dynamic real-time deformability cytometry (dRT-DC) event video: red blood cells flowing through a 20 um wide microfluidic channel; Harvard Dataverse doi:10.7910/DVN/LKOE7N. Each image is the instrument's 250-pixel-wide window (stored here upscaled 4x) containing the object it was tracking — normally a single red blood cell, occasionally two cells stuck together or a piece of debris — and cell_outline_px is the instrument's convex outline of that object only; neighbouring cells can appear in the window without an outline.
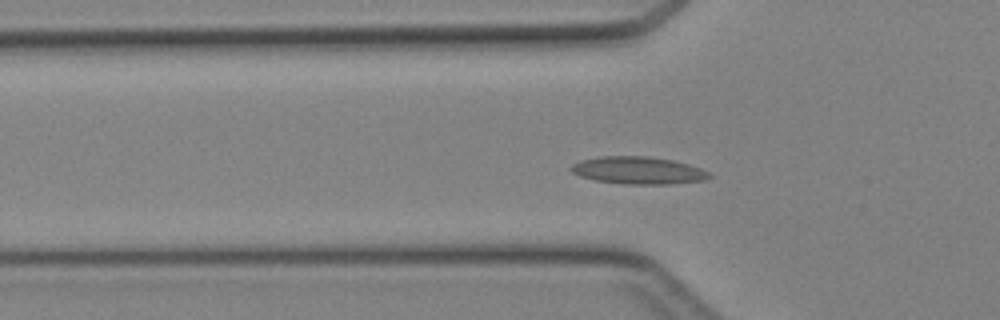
{"species": "Egyptian fruit bat (a non-hibernating species)", "species_latin": "Rousettus aegyptiacus", "temperature_condition": "cold", "stored_images_in_passage": 38, "camera_frame_rate_fps": 3000, "um_per_image_px": 0.085, "animal": {"sex": "female"}, "frame": {"image": 1, "passage_image": 7, "time_ms": 2.0, "image_size_px": [1000, 320], "cell_outline_px": [[712, 176], [704, 180], [668, 184], [624, 184], [596, 180], [580, 176], [572, 172], [568, 168], [572, 164], [580, 160], [600, 156], [648, 156], [672, 160], [688, 164], [700, 168], [708, 172]], "centroid_in_image_um": [54.21, 14.48], "position_along_channel_um": 71.6, "area_um2": 22.02}}
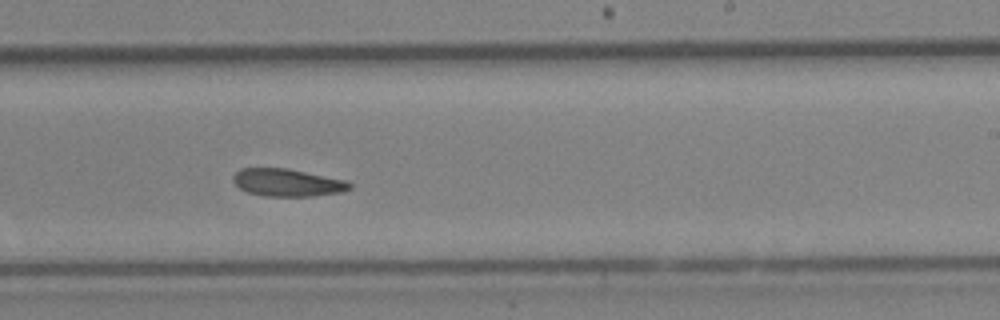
{"frame": {"image": 2, "passage_image": 20, "time_ms": 6.333, "image_size_px": [1000, 320], "cell_outline_px": [[352, 188], [344, 192], [312, 196], [264, 196], [248, 192], [240, 188], [232, 180], [232, 176], [240, 168], [288, 168], [348, 180], [352, 184]], "centroid_in_image_um": [24.47, 15.51], "position_along_channel_um": 264.5, "area_um2": 18.96}}
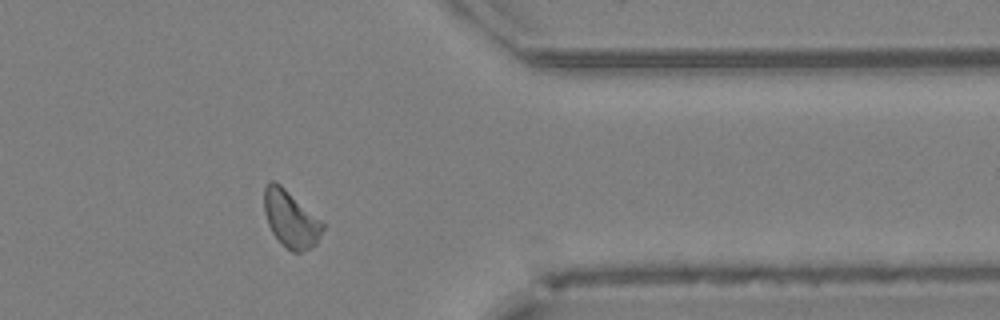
{"frame": {"image": 3, "passage_image": 29, "time_ms": 9.333, "image_size_px": [1000, 320], "cell_outline_px": [[324, 228], [316, 244], [300, 252], [292, 252], [272, 232], [268, 224], [264, 212], [264, 188], [272, 180], [280, 184], [320, 220], [324, 224]], "centroid_in_image_um": [24.7, 18.61], "position_along_channel_um": 386.7, "area_um2": 18.79}}